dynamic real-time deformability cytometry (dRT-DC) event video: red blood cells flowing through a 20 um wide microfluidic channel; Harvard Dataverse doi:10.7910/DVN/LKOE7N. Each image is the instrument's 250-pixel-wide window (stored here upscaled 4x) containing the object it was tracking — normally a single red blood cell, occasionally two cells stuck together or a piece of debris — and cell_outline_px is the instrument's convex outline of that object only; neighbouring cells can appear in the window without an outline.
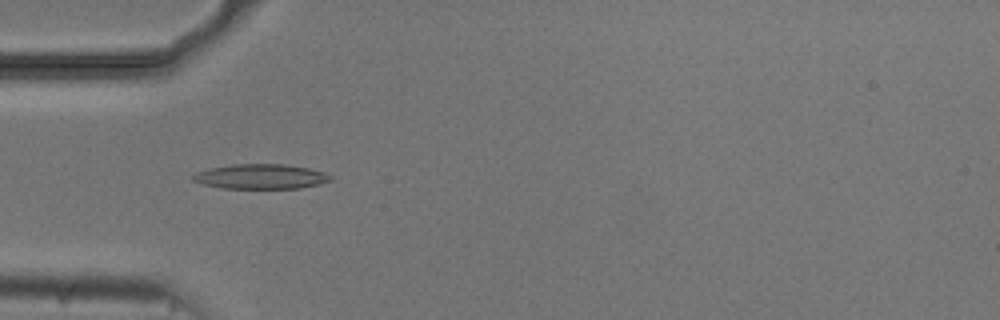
{"species": "common noctule bat (a hibernating species)", "species_latin": "Nyctalus noctula", "temperature_condition": "cold", "stored_images_in_passage": 53, "camera_frame_rate_fps": 3000, "um_per_image_px": 0.085, "animal": {"sex": "male", "body_mass_g": 20.5, "forearm_length_mm": 52.5}, "frame": {"image": 1, "passage_image": 16, "time_ms": 5.0, "image_size_px": [1000, 320], "cell_outline_px": [[332, 180], [320, 184], [300, 188], [220, 188], [204, 184], [192, 180], [192, 176], [196, 172], [212, 168], [232, 164], [284, 164], [308, 168], [324, 172], [332, 176]], "centroid_in_image_um": [22.19, 15.0], "position_along_channel_um": 62.8, "area_um2": 19.83}}
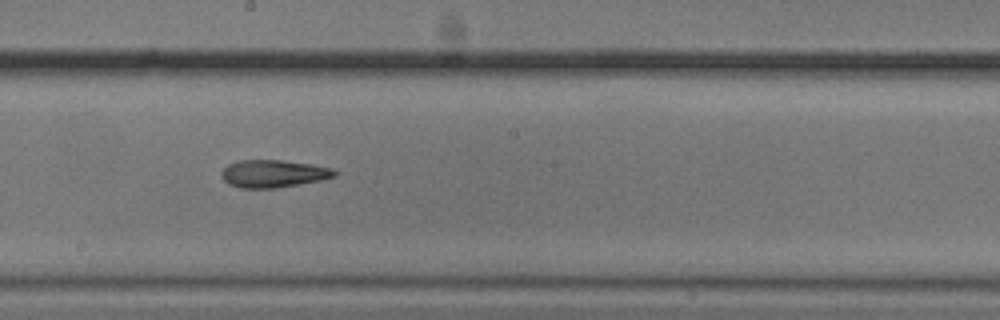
{"frame": {"image": 2, "passage_image": 29, "time_ms": 9.333, "image_size_px": [1000, 320], "cell_outline_px": [[340, 172], [336, 176], [324, 180], [276, 188], [240, 188], [228, 184], [220, 176], [220, 172], [228, 164], [236, 160], [280, 160], [312, 164], [332, 168]], "centroid_in_image_um": [23.25, 14.76], "position_along_channel_um": 224.9, "area_um2": 18.5}}
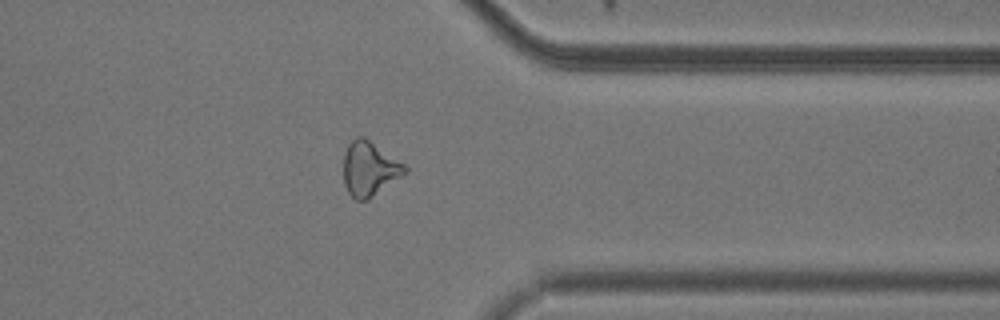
{"frame": {"image": 3, "passage_image": 42, "time_ms": 13.667, "image_size_px": [1000, 320], "cell_outline_px": [[408, 172], [368, 200], [356, 200], [348, 192], [344, 184], [344, 152], [348, 144], [356, 136], [364, 136], [404, 164], [408, 168]], "centroid_in_image_um": [31.4, 14.34], "position_along_channel_um": 380.0, "area_um2": 19.48}, "authors_computed_cell_mechanics": {"area_um2": 19.363, "velocity_mm_per_s": 3.7564, "shape_relaxation_time_tau1_ms": null, "shape_relaxation_time_tau2_ms": 4.5435, "deformation_change_tau1": null, "deformation_change_tau2": 0.1535}}